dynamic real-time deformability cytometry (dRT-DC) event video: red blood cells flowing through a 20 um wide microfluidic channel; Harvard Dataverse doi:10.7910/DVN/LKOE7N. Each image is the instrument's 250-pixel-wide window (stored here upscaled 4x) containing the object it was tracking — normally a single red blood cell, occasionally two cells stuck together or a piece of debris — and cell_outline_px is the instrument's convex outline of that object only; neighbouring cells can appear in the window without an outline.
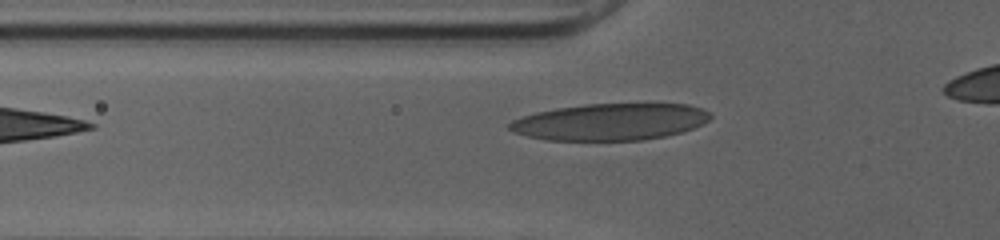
{"species": "human", "species_latin": "Homo sapiens", "temperature_condition": "cold", "stored_images_in_passage": 32, "camera_frame_rate_fps": 3000, "um_per_image_px": 0.085, "donor": {"sex": "female"}, "frame": {"image": 1, "passage_image": 4, "time_ms": 1.0, "image_size_px": [1000, 240], "cell_outline_px": [[712, 116], [704, 124], [680, 132], [664, 136], [644, 140], [544, 140], [528, 136], [516, 132], [508, 128], [508, 124], [512, 120], [536, 112], [556, 108], [584, 104], [688, 104], [700, 108], [708, 112]], "centroid_in_image_um": [51.87, 10.36], "position_along_channel_um": 73.9, "area_um2": 42.83}}
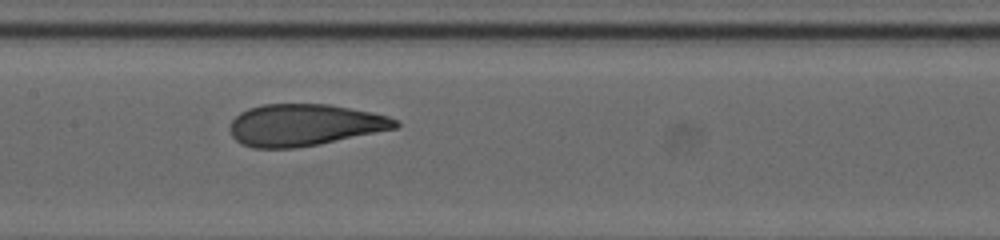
{"frame": {"image": 2, "passage_image": 12, "time_ms": 3.667, "image_size_px": [1000, 240], "cell_outline_px": [[400, 124], [396, 128], [320, 144], [292, 148], [252, 148], [236, 140], [232, 136], [228, 128], [232, 120], [240, 112], [248, 108], [264, 104], [328, 104], [372, 112], [388, 116], [400, 120]], "centroid_in_image_um": [25.87, 10.62], "position_along_channel_um": 181.5, "area_um2": 40.34}}
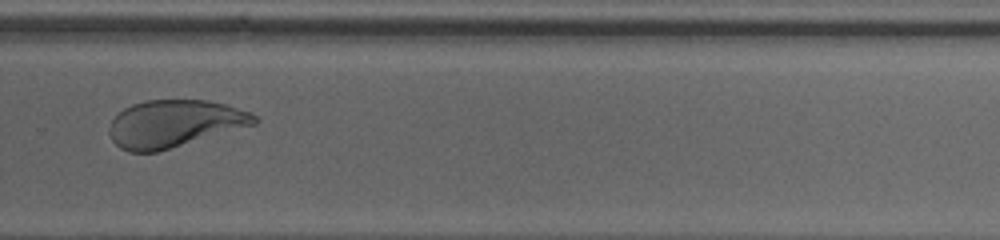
{"frame": {"image": 3, "passage_image": 22, "time_ms": 7.0, "image_size_px": [1000, 240], "cell_outline_px": [[260, 120], [256, 124], [156, 152], [128, 152], [120, 148], [112, 140], [108, 132], [108, 128], [112, 120], [124, 108], [132, 104], [144, 100], [208, 100], [224, 104], [248, 112], [256, 116]], "centroid_in_image_um": [14.79, 10.51], "position_along_channel_um": 315.0, "area_um2": 39.71}}